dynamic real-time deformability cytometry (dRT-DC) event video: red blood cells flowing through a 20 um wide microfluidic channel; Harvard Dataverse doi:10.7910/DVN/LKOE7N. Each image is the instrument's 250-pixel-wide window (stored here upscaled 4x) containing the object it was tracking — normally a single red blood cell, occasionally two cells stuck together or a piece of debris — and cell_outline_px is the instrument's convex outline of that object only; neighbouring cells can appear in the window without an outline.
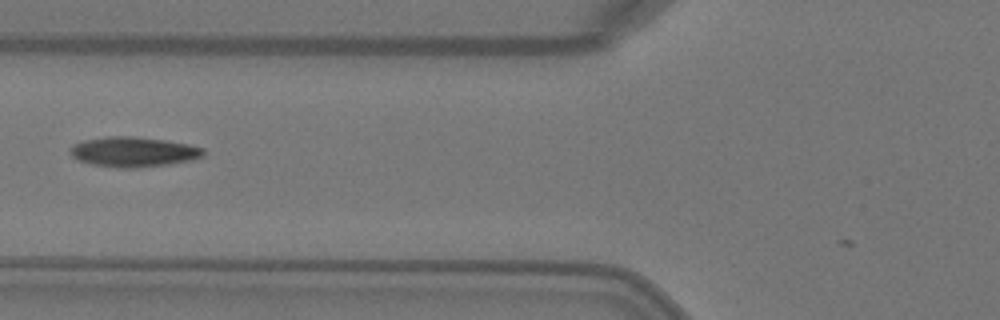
{"species": "Egyptian fruit bat (a non-hibernating species)", "species_latin": "Rousettus aegyptiacus", "temperature_condition": "warm", "stored_images_in_passage": 4, "camera_frame_rate_fps": 3000, "um_per_image_px": 0.085, "animal": {"sex": "female"}, "frame": {"image": 1, "passage_image": 3, "time_ms": 0.667, "image_size_px": [1000, 320], "cell_outline_px": [[204, 156], [192, 160], [168, 164], [132, 168], [120, 168], [92, 164], [80, 160], [72, 156], [68, 152], [68, 148], [72, 144], [84, 140], [108, 136], [132, 136], [164, 140], [188, 144], [204, 148]], "centroid_in_image_um": [11.32, 12.9], "position_along_channel_um": 114.5, "area_um2": 23.29}}